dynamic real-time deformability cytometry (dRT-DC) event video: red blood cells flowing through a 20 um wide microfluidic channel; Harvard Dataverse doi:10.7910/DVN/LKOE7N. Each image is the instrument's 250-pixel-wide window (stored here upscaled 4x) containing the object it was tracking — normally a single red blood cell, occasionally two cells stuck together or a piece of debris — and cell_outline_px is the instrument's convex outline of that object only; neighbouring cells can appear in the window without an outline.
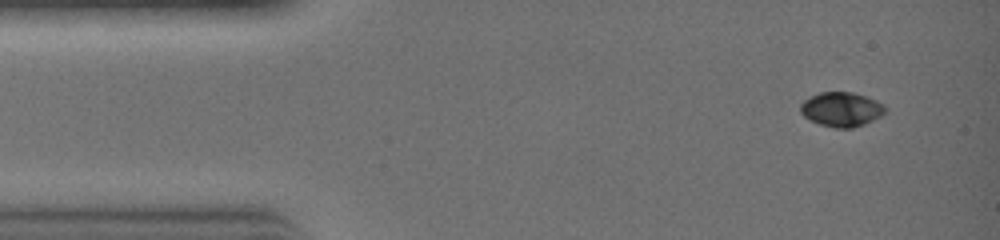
{"species": "common noctule bat (a hibernating species)", "species_latin": "Nyctalus noctula", "temperature_condition": "warm", "stored_images_in_passage": 30, "camera_frame_rate_fps": 3000, "um_per_image_px": 0.085, "animal": {"sex": "female", "body_mass_g": 19.0, "forearm_length_mm": 51.5}, "frame": {"image": 1, "passage_image": 2, "time_ms": 0.333, "image_size_px": [1000, 240], "cell_outline_px": [[884, 112], [880, 116], [864, 124], [852, 128], [836, 128], [820, 124], [804, 116], [800, 112], [800, 104], [804, 100], [820, 92], [852, 92], [876, 100], [884, 104]], "centroid_in_image_um": [71.51, 9.29], "position_along_channel_um": 13.5, "area_um2": 16.76}}
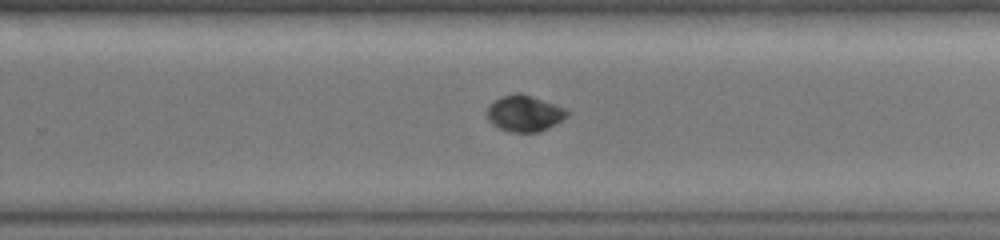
{"frame": {"image": 2, "passage_image": 19, "time_ms": 6.0, "image_size_px": [1000, 240], "cell_outline_px": [[568, 116], [548, 128], [540, 132], [508, 132], [492, 124], [488, 120], [488, 108], [500, 96], [516, 92], [520, 92], [568, 108]], "centroid_in_image_um": [44.61, 9.63], "position_along_channel_um": 285.2, "area_um2": 16.94}}
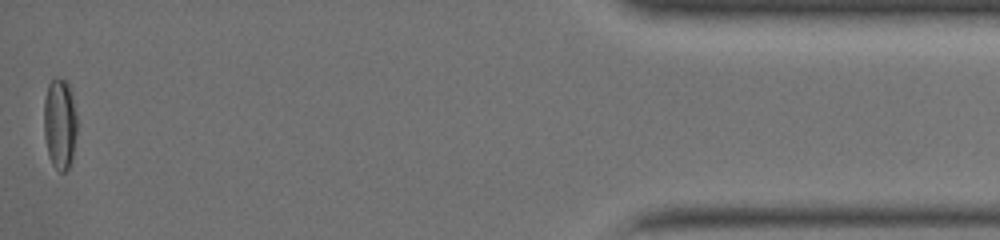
{"frame": {"image": 3, "passage_image": 30, "time_ms": 9.667, "image_size_px": [1000, 240], "cell_outline_px": [[76, 132], [72, 160], [68, 168], [64, 172], [60, 172], [52, 164], [48, 156], [44, 136], [44, 100], [48, 84], [56, 76], [68, 80], [72, 88], [76, 116]], "centroid_in_image_um": [5.09, 10.46], "position_along_channel_um": 430.1, "area_um2": 17.98}}